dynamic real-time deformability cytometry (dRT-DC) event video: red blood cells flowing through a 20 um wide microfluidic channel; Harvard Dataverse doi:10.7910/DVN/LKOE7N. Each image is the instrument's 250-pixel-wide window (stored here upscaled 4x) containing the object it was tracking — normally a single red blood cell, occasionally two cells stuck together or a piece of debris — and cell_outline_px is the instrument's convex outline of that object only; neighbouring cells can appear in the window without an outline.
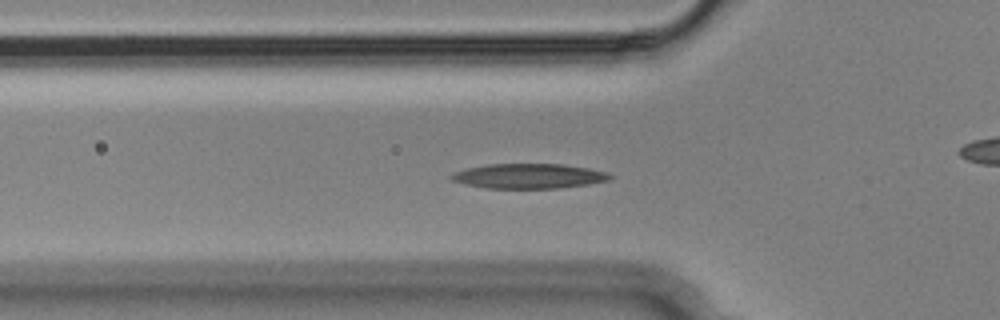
{"species": "Egyptian fruit bat (a non-hibernating species)", "species_latin": "Rousettus aegyptiacus", "temperature_condition": "cold", "stored_images_in_passage": 43, "camera_frame_rate_fps": 3000, "um_per_image_px": 0.085, "animal": {"sex": "male"}, "frame": {"image": 1, "passage_image": 5, "time_ms": 1.333, "image_size_px": [1000, 320], "cell_outline_px": [[612, 176], [608, 180], [588, 184], [560, 188], [488, 188], [464, 184], [452, 180], [448, 176], [452, 172], [468, 168], [488, 164], [564, 164], [588, 168], [608, 172]], "centroid_in_image_um": [44.92, 14.96], "position_along_channel_um": 80.9, "area_um2": 22.95}}
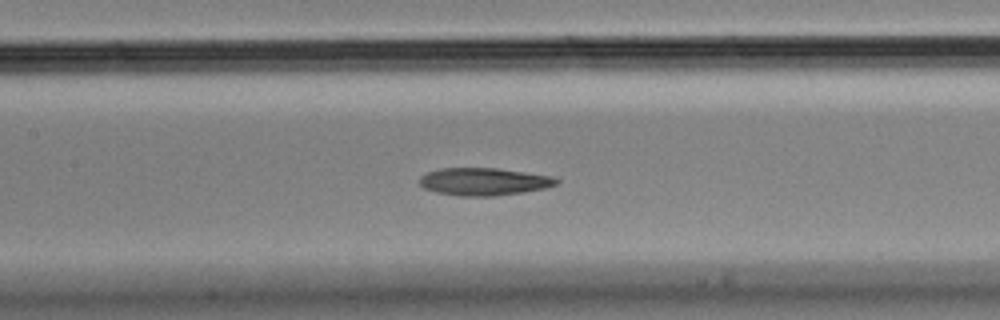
{"frame": {"image": 2, "passage_image": 12, "time_ms": 3.667, "image_size_px": [1000, 320], "cell_outline_px": [[560, 184], [544, 188], [524, 192], [496, 196], [460, 196], [436, 192], [424, 188], [416, 180], [420, 176], [428, 172], [440, 168], [496, 168], [552, 176], [560, 180]], "centroid_in_image_um": [41.12, 15.44], "position_along_channel_um": 166.3, "area_um2": 22.14}}
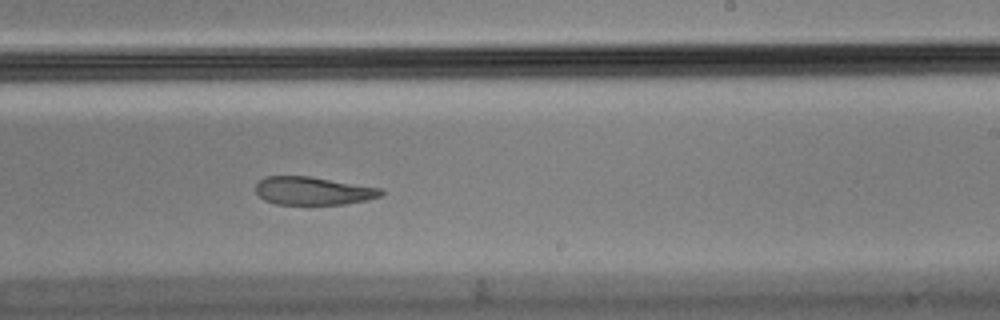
{"frame": {"image": 3, "passage_image": 20, "time_ms": 6.333, "image_size_px": [1000, 320], "cell_outline_px": [[384, 192], [380, 196], [368, 200], [344, 204], [276, 204], [264, 200], [256, 192], [256, 184], [264, 176], [308, 176], [380, 188]], "centroid_in_image_um": [26.59, 16.22], "position_along_channel_um": 262.4, "area_um2": 20.35}, "authors_computed_cell_mechanics": {"area_um2": 23.1778, "velocity_mm_per_s": 3.6216, "shape_relaxation_time_tau1_ms": null, "shape_relaxation_time_tau2_ms": 4.9424, "deformation_change_tau1": null, "deformation_change_tau2": 0.1342}}